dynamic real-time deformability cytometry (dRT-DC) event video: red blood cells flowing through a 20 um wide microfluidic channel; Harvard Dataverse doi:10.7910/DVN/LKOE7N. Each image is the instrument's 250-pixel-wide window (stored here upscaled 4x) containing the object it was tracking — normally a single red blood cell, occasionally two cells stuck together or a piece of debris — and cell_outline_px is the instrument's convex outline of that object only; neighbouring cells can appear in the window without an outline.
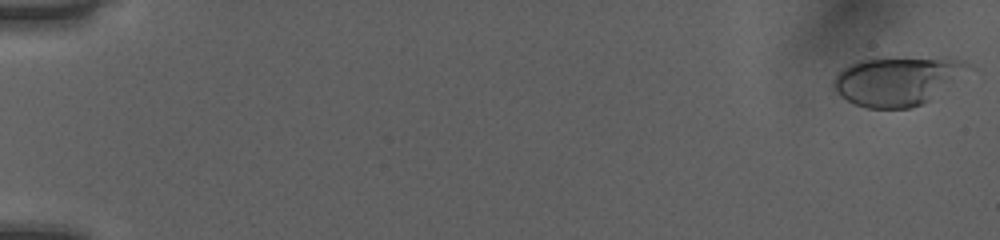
{"species": "human", "species_latin": "Homo sapiens", "temperature_condition": "room temperature", "stored_images_in_passage": 52, "camera_frame_rate_fps": 3000, "um_per_image_px": 0.085, "donor": {"sex": "female"}, "frame": {"image": 1, "passage_image": 1, "time_ms": 0.0, "image_size_px": [1000, 240], "cell_outline_px": [[976, 68], [928, 100], [920, 104], [908, 108], [868, 108], [856, 104], [840, 96], [832, 88], [832, 80], [848, 64], [860, 60], [964, 60], [972, 64]], "centroid_in_image_um": [76.27, 6.91], "position_along_channel_um": 8.7, "area_um2": 37.22}}
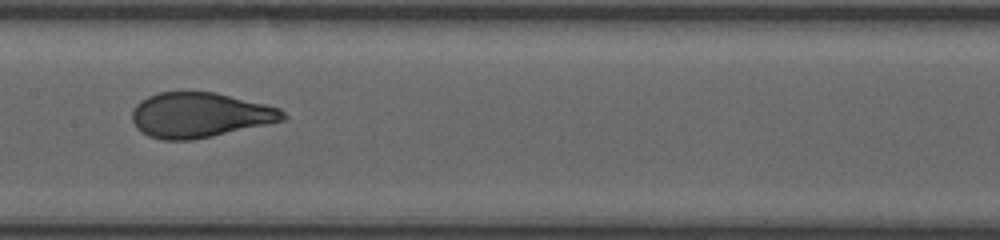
{"frame": {"image": 2, "passage_image": 28, "time_ms": 9.0, "image_size_px": [1000, 240], "cell_outline_px": [[288, 116], [284, 120], [212, 136], [192, 140], [164, 140], [148, 136], [136, 128], [132, 120], [132, 112], [136, 104], [140, 100], [148, 96], [160, 92], [216, 92], [280, 108]], "centroid_in_image_um": [16.96, 9.78], "position_along_channel_um": 190.4, "area_um2": 39.42}}
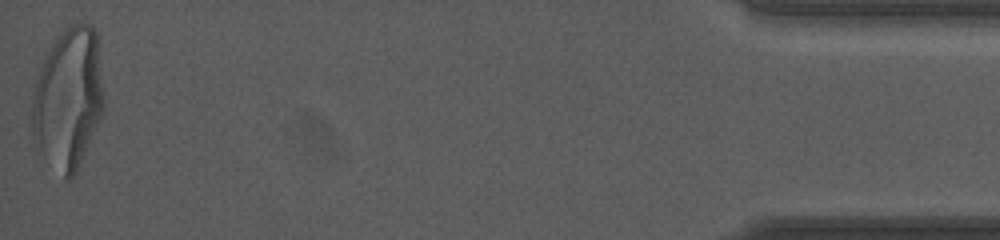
{"frame": {"image": 3, "passage_image": 52, "time_ms": 17.0, "image_size_px": [1000, 240], "cell_outline_px": [[104, 112], [76, 172], [68, 180], [64, 180], [44, 156], [32, 132], [32, 100], [40, 68], [52, 44], [64, 28], [72, 24], [92, 24], [96, 32], [104, 96]], "centroid_in_image_um": [5.83, 8.38], "position_along_channel_um": 429.4, "area_um2": 58.55}, "authors_computed_cell_mechanics": {"area_um2": 39.4196, "velocity_mm_per_s": 4.0293, "shape_relaxation_time_tau1_ms": 4.4005, "shape_relaxation_time_tau2_ms": null, "deformation_change_tau1": 0.2184, "deformation_change_tau2": null}}